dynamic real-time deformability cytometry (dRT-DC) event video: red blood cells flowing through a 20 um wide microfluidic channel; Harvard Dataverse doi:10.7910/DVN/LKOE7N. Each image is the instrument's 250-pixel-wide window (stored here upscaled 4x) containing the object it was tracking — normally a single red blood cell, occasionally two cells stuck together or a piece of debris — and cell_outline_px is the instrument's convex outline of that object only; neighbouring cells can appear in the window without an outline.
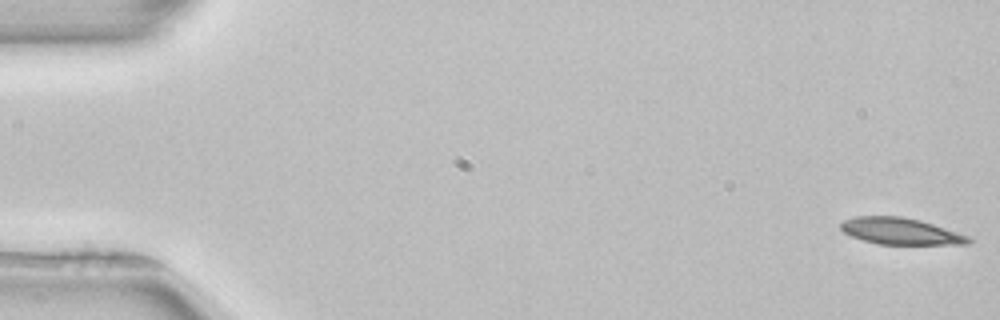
{"species": "common noctule bat (a hibernating species)", "species_latin": "Nyctalus noctula", "temperature_condition": "room temperature", "stored_images_in_passage": 52, "camera_frame_rate_fps": 3000, "um_per_image_px": 0.085, "animal": {"sex": "female", "body_mass_g": 22.7, "forearm_length_mm": 54.2}, "frame": {"image": 1, "passage_image": 1, "time_ms": 0.0, "image_size_px": [1000, 320], "cell_outline_px": [[972, 240], [968, 244], [880, 244], [864, 240], [852, 236], [844, 232], [840, 228], [840, 224], [844, 220], [856, 216], [904, 216], [920, 220], [968, 236]], "centroid_in_image_um": [76.52, 19.64], "position_along_channel_um": 8.5, "area_um2": 19.54}}
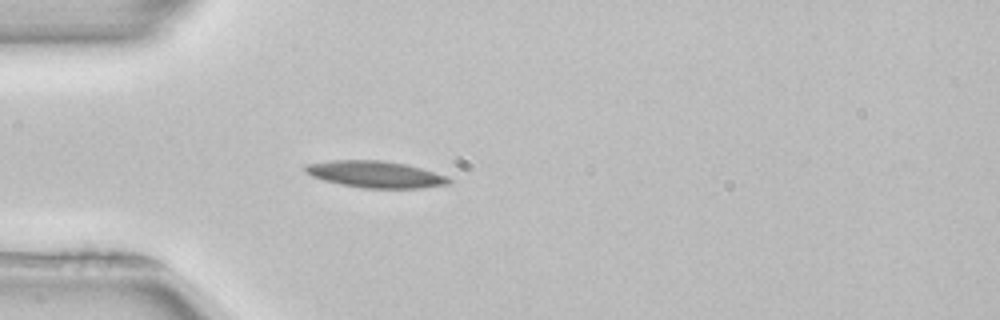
{"frame": {"image": 2, "passage_image": 15, "time_ms": 4.667, "image_size_px": [1000, 320], "cell_outline_px": [[456, 180], [448, 184], [420, 188], [360, 188], [340, 184], [324, 180], [312, 176], [304, 172], [304, 164], [328, 160], [384, 160], [404, 164], [420, 168], [448, 176]], "centroid_in_image_um": [31.9, 14.81], "position_along_channel_um": 53.1, "area_um2": 22.54}}
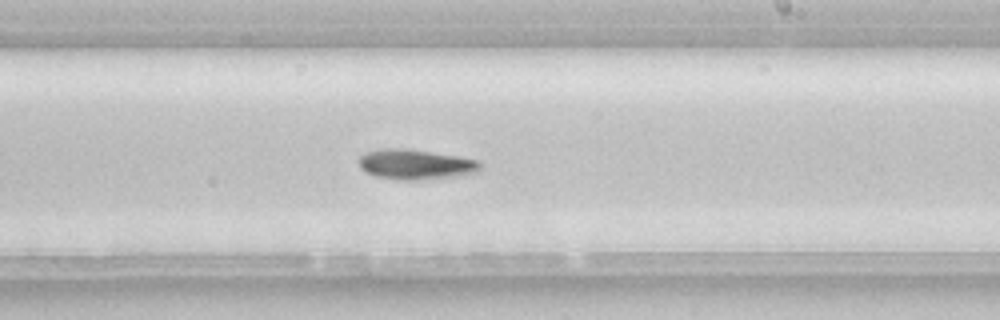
{"frame": {"image": 3, "passage_image": 31, "time_ms": 10.0, "image_size_px": [1000, 320], "cell_outline_px": [[484, 168], [476, 172], [456, 176], [420, 180], [404, 180], [376, 176], [364, 172], [360, 168], [360, 156], [364, 152], [380, 148], [404, 148], [460, 156], [480, 160]], "centroid_in_image_um": [35.35, 13.96], "position_along_channel_um": 253.6, "area_um2": 21.56}, "authors_computed_cell_mechanics": {"area_um2": 20.6635, "velocity_mm_per_s": 3.9349, "shape_relaxation_time_tau1_ms": 4.545, "shape_relaxation_time_tau2_ms": null, "deformation_change_tau1": 0.1335, "deformation_change_tau2": null}}